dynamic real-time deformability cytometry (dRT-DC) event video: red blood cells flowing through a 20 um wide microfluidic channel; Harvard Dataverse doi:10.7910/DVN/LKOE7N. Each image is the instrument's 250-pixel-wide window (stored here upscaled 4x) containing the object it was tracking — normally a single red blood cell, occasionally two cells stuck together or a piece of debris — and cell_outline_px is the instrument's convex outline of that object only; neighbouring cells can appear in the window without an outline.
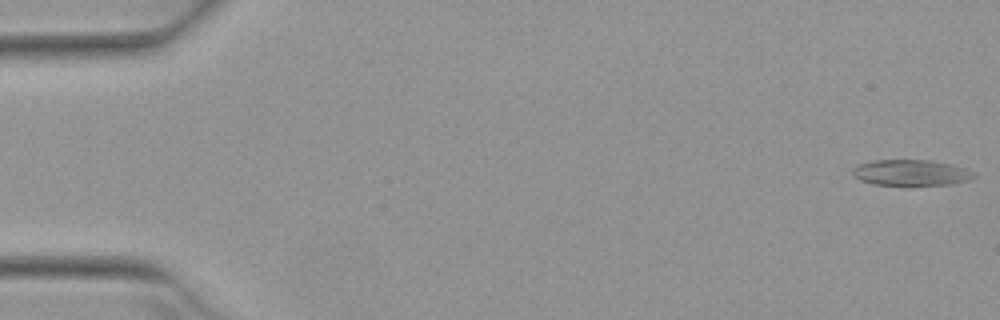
{"species": "Egyptian fruit bat (a non-hibernating species)", "species_latin": "Rousettus aegyptiacus", "temperature_condition": "warm", "stored_images_in_passage": 52, "camera_frame_rate_fps": 3000, "um_per_image_px": 0.085, "animal": {"sex": "female"}, "frame": {"image": 1, "passage_image": 1, "time_ms": 0.0, "image_size_px": [1000, 320], "cell_outline_px": [[976, 176], [968, 180], [952, 184], [872, 184], [860, 180], [852, 176], [852, 168], [860, 164], [872, 160], [932, 160], [952, 164], [976, 172]], "centroid_in_image_um": [77.43, 14.66], "position_along_channel_um": 7.6, "area_um2": 18.21}}
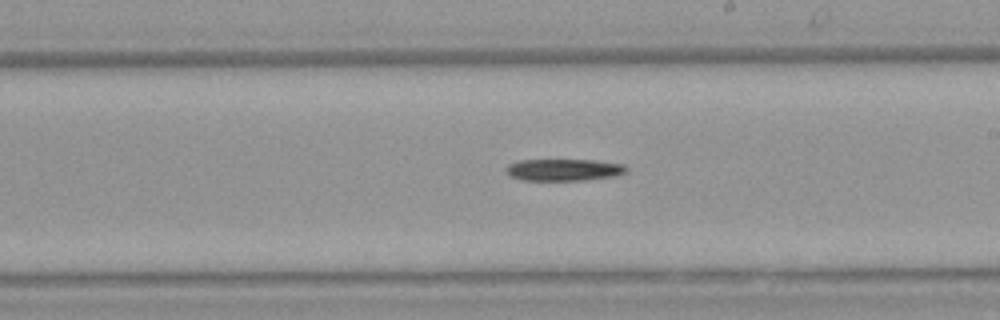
{"frame": {"image": 2, "passage_image": 30, "time_ms": 9.667, "image_size_px": [1000, 320], "cell_outline_px": [[628, 172], [616, 176], [584, 180], [524, 180], [508, 176], [504, 168], [508, 164], [520, 160], [596, 160], [624, 164], [628, 168]], "centroid_in_image_um": [47.94, 14.43], "position_along_channel_um": 241.1, "area_um2": 15.55}}
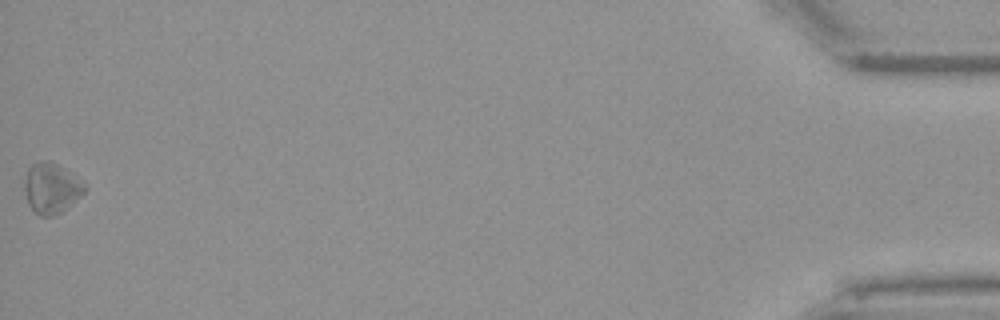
{"frame": {"image": 3, "passage_image": 52, "time_ms": 17.0, "image_size_px": [1000, 320], "cell_outline_px": [[88, 188], [80, 196], [60, 212], [52, 216], [40, 216], [28, 204], [24, 188], [24, 180], [28, 168], [32, 164], [40, 160], [48, 160], [56, 164], [84, 184]], "centroid_in_image_um": [4.32, 15.99], "position_along_channel_um": 430.9, "area_um2": 17.17}}